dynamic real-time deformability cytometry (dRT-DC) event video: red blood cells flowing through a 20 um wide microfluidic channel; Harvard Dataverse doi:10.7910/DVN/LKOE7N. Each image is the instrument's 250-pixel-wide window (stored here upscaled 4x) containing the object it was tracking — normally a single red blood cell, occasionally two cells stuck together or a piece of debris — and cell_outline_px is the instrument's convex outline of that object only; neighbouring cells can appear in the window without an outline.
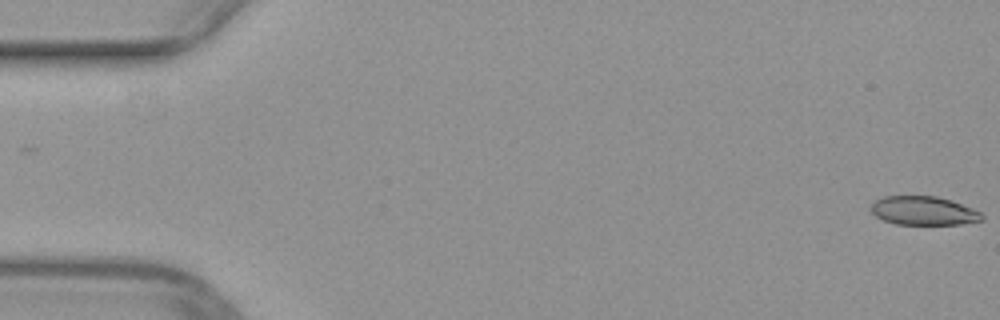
{"species": "common noctule bat (a hibernating species)", "species_latin": "Nyctalus noctula", "temperature_condition": "warm", "stored_images_in_passage": 18, "camera_frame_rate_fps": 3000, "um_per_image_px": 0.085, "animal": {"sex": "female", "body_mass_g": 29.2, "forearm_length_mm": 56.3}, "frame": {"image": 1, "passage_image": 1, "time_ms": 0.0, "image_size_px": [1000, 320], "cell_outline_px": [[984, 220], [960, 224], [896, 224], [884, 220], [876, 216], [868, 208], [876, 200], [884, 196], [936, 196], [952, 200], [972, 208], [980, 212], [984, 216]], "centroid_in_image_um": [78.51, 17.91], "position_along_channel_um": 6.5, "area_um2": 18.61}}
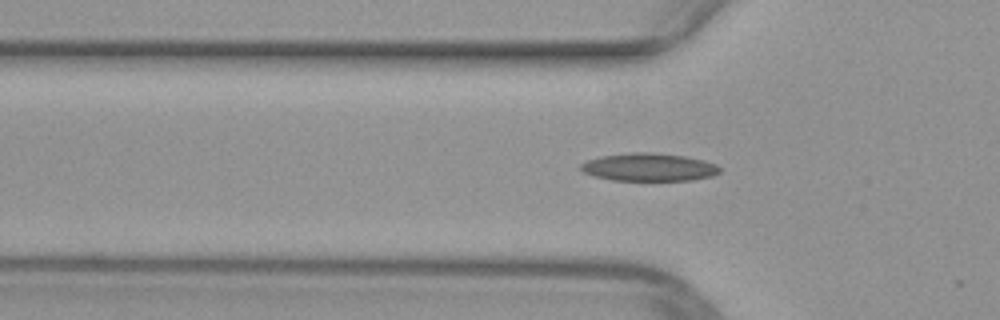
{"frame": {"image": 2, "passage_image": 17, "time_ms": 5.333, "image_size_px": [1000, 320], "cell_outline_px": [[720, 172], [712, 176], [692, 180], [612, 180], [592, 176], [580, 172], [580, 164], [588, 160], [600, 156], [632, 152], [652, 152], [684, 156], [704, 160], [716, 164], [720, 168]], "centroid_in_image_um": [55.12, 14.21], "position_along_channel_um": 70.7, "area_um2": 22.72}}